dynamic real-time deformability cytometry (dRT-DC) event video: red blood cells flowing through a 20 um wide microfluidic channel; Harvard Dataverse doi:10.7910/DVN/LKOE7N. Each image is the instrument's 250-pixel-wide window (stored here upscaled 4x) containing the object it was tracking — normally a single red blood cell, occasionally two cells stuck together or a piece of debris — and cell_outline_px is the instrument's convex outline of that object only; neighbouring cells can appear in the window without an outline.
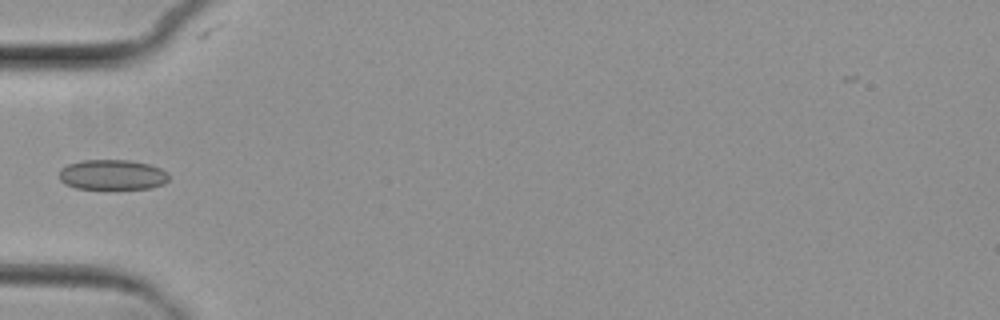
{"species": "common noctule bat (a hibernating species)", "species_latin": "Nyctalus noctula", "temperature_condition": "cold", "stored_images_in_passage": 4, "camera_frame_rate_fps": 3000, "um_per_image_px": 0.085, "animal": {"sex": "female", "body_mass_g": 29.2, "forearm_length_mm": 56.3}, "frame": {"image": 1, "passage_image": 4, "time_ms": 3.667, "image_size_px": [1000, 320], "cell_outline_px": [[168, 180], [164, 184], [152, 188], [112, 192], [76, 188], [64, 184], [60, 180], [60, 168], [68, 164], [84, 160], [128, 160], [148, 164], [160, 168], [168, 172]], "centroid_in_image_um": [9.56, 14.92], "position_along_channel_um": 75.4, "area_um2": 20.29}}